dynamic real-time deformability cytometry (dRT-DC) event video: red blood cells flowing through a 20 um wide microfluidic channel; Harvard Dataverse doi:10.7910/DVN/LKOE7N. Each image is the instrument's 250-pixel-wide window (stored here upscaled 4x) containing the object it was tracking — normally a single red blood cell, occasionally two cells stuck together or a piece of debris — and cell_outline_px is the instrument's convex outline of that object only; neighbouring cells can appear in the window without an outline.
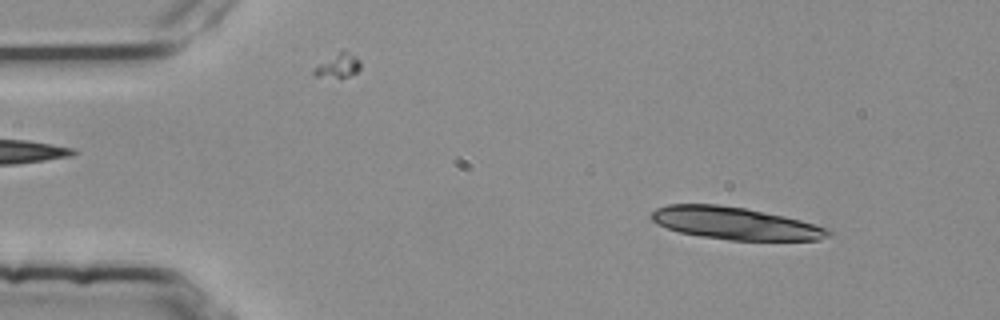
{"species": "common noctule bat (a hibernating species)", "species_latin": "Nyctalus noctula", "temperature_condition": "room temperature", "stored_images_in_passage": 52, "camera_frame_rate_fps": 3000, "um_per_image_px": 0.085, "animal": {"sex": "female", "body_mass_g": 25.1}, "frame": {"image": 1, "passage_image": 6, "time_ms": 1.667, "image_size_px": [1000, 320], "cell_outline_px": [[832, 232], [828, 236], [820, 240], [732, 240], [700, 236], [680, 232], [656, 224], [648, 216], [656, 208], [668, 204], [716, 204], [744, 208], [784, 216], [800, 220], [828, 228]], "centroid_in_image_um": [62.45, 18.98], "position_along_channel_um": 22.5, "area_um2": 33.23}}
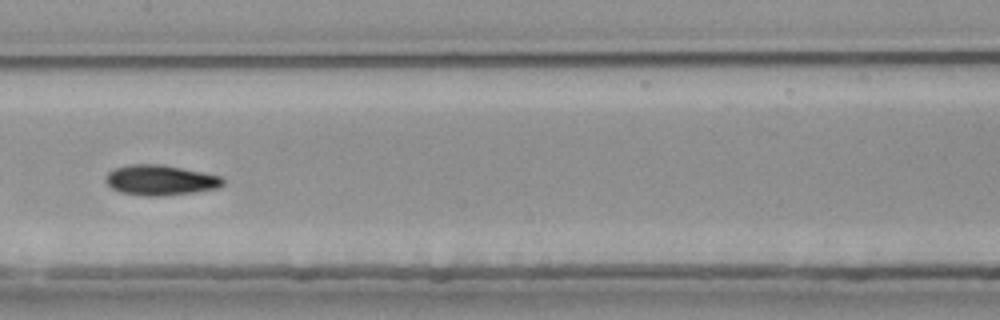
{"frame": {"image": 2, "passage_image": 27, "time_ms": 8.667, "image_size_px": [1000, 320], "cell_outline_px": [[224, 184], [216, 188], [192, 192], [152, 196], [148, 196], [120, 192], [112, 188], [104, 180], [108, 172], [116, 168], [132, 164], [160, 164], [204, 172], [220, 176], [224, 180]], "centroid_in_image_um": [13.62, 15.3], "position_along_channel_um": 193.8, "area_um2": 20.35}, "authors_computed_cell_mechanics": {"area_um2": 20.7502, "velocity_mm_per_s": 3.7763, "shape_relaxation_time_tau1_ms": 4.1421, "shape_relaxation_time_tau2_ms": 3.6088, "deformation_change_tau1": 0.156, "deformation_change_tau2": 0.0923}}